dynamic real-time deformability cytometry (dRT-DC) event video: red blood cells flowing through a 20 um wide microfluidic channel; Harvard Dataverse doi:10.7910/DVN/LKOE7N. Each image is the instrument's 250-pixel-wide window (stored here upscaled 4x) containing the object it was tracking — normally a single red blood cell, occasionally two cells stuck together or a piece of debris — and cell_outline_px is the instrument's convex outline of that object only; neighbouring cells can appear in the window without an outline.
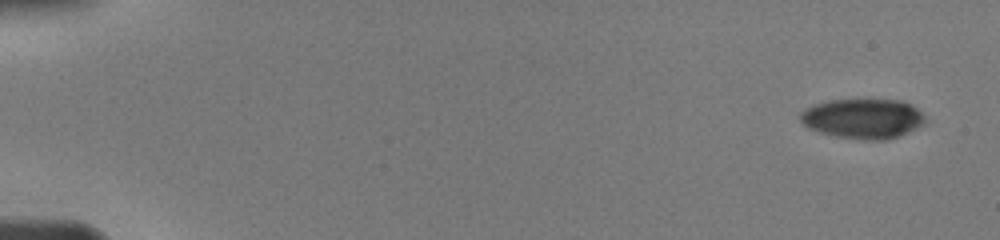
{"species": "human", "species_latin": "Homo sapiens", "temperature_condition": "warm", "stored_images_in_passage": 19, "camera_frame_rate_fps": 3000, "um_per_image_px": 0.085, "donor": {"sex": "male"}, "frame": {"image": 1, "passage_image": 1, "time_ms": 0.0, "image_size_px": [1000, 240], "cell_outline_px": [[924, 120], [920, 124], [888, 140], [864, 140], [836, 136], [820, 132], [808, 128], [800, 120], [800, 112], [816, 104], [832, 100], [896, 100], [908, 104], [916, 108], [924, 116]], "centroid_in_image_um": [73.28, 10.08], "position_along_channel_um": 11.7, "area_um2": 28.21}}
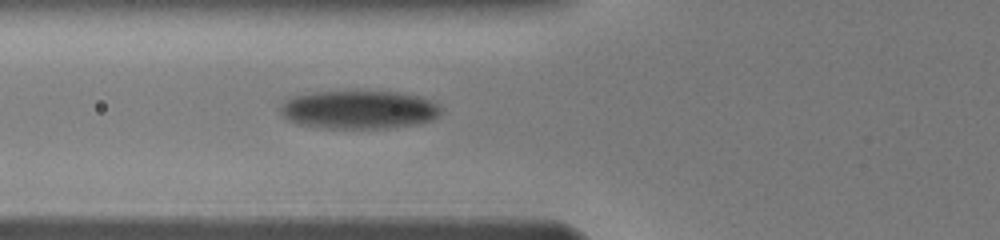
{"frame": {"image": 2, "passage_image": 14, "time_ms": 6.0, "image_size_px": [1000, 240], "cell_outline_px": [[444, 108], [440, 116], [432, 120], [420, 124], [388, 128], [324, 128], [296, 124], [288, 120], [280, 112], [280, 108], [292, 96], [316, 92], [396, 92], [420, 96], [432, 100], [440, 104]], "centroid_in_image_um": [30.6, 9.34], "position_along_channel_um": 95.2, "area_um2": 36.13}}
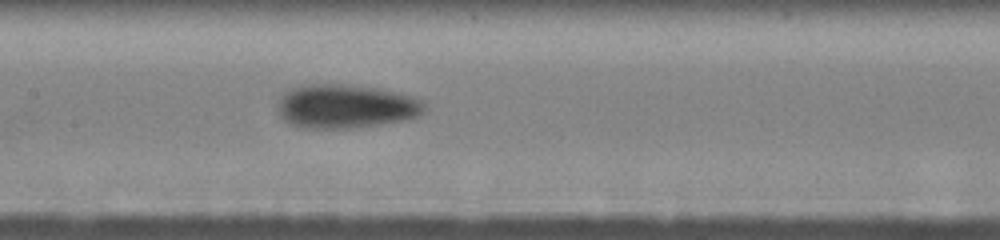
{"frame": {"image": 3, "passage_image": 19, "time_ms": 8.0, "image_size_px": [1000, 240], "cell_outline_px": [[424, 112], [408, 120], [356, 128], [300, 128], [284, 120], [276, 112], [276, 100], [288, 88], [296, 84], [352, 84], [384, 88], [416, 96], [424, 100]], "centroid_in_image_um": [29.37, 9.01], "position_along_channel_um": 178.0, "area_um2": 38.9}}